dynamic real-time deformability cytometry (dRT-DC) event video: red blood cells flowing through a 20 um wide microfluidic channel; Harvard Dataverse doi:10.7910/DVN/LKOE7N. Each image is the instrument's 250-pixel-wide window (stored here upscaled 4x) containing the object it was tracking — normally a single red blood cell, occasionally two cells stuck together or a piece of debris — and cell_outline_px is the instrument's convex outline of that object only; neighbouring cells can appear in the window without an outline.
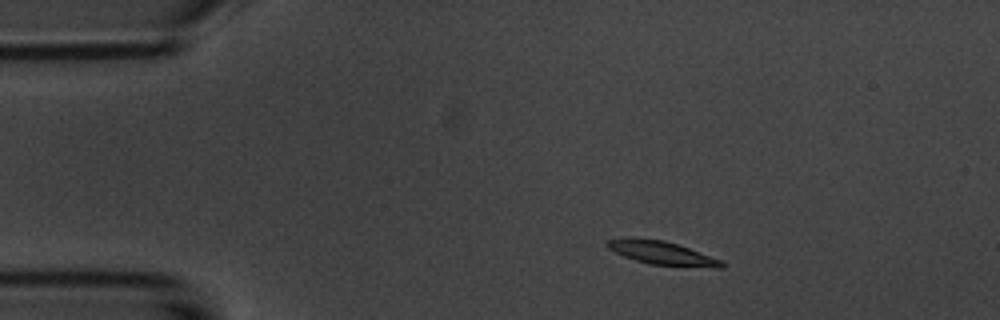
{"species": "common noctule bat (a hibernating species)", "species_latin": "Nyctalus noctula", "temperature_condition": "room temperature", "stored_images_in_passage": 3, "camera_frame_rate_fps": 3000, "um_per_image_px": 0.085, "animal": {"sex": "male", "body_mass_g": 20.1, "forearm_length_mm": 53.5}, "frame": {"image": 1, "passage_image": 1, "time_ms": 0.0, "image_size_px": [1000, 320], "cell_outline_px": [[728, 264], [724, 268], [716, 268], [652, 264], [636, 260], [624, 256], [608, 248], [604, 244], [608, 240], [664, 240], [724, 260]], "centroid_in_image_um": [56.44, 21.56], "position_along_channel_um": 28.6, "area_um2": 15.03}}